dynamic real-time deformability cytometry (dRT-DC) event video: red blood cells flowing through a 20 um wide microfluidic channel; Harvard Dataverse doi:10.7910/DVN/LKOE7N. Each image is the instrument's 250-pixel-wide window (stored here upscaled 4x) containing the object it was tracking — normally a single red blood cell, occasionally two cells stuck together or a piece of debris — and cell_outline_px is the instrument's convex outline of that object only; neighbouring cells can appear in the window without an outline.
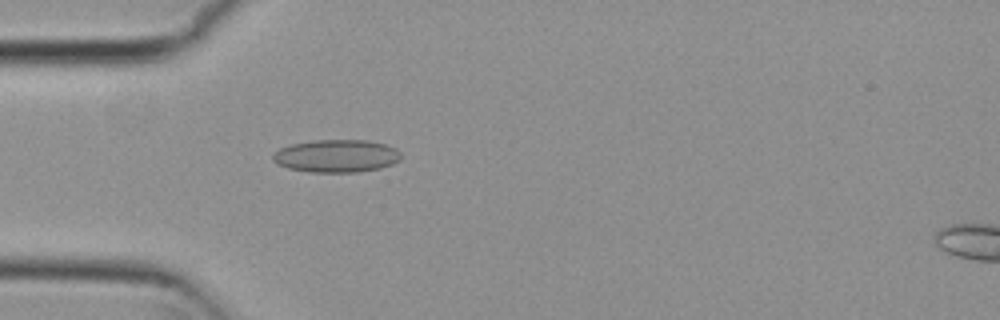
{"species": "common noctule bat (a hibernating species)", "species_latin": "Nyctalus noctula", "temperature_condition": "cold", "stored_images_in_passage": 6, "camera_frame_rate_fps": 3000, "um_per_image_px": 0.085, "animal": {"sex": "female", "body_mass_g": 29.2, "forearm_length_mm": 56.3}, "frame": {"image": 1, "passage_image": 5, "time_ms": 1.333, "image_size_px": [1000, 320], "cell_outline_px": [[400, 160], [392, 164], [380, 168], [356, 172], [312, 172], [288, 168], [272, 160], [272, 156], [280, 148], [292, 144], [316, 140], [368, 140], [384, 144], [396, 148], [400, 152]], "centroid_in_image_um": [28.62, 13.25], "position_along_channel_um": 56.4, "area_um2": 24.28}}